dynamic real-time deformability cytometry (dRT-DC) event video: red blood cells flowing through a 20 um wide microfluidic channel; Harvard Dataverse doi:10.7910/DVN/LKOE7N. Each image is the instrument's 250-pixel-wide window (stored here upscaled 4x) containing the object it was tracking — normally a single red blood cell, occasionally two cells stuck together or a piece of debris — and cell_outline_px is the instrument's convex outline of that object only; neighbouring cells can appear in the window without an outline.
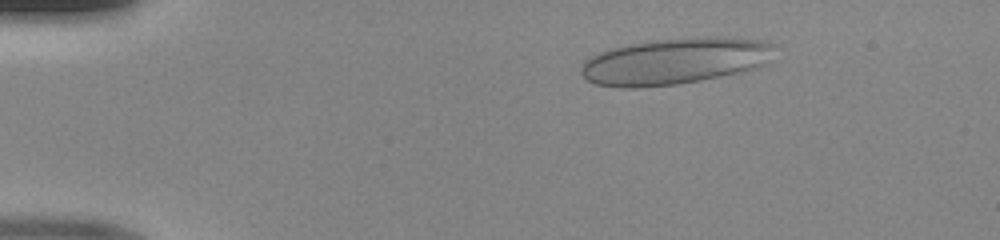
{"species": "human", "species_latin": "Homo sapiens", "temperature_condition": "room temperature", "stored_images_in_passage": 48, "camera_frame_rate_fps": 3000, "um_per_image_px": 0.085, "donor": {"sex": "male"}, "frame": {"image": 1, "passage_image": 8, "time_ms": 2.333, "image_size_px": [1000, 240], "cell_outline_px": [[776, 44], [768, 64], [756, 68], [740, 72], [700, 80], [676, 84], [640, 88], [624, 88], [596, 84], [588, 80], [580, 72], [580, 68], [584, 60], [588, 56], [612, 48], [632, 44], [656, 40], [704, 36], [724, 36], [764, 40]], "centroid_in_image_um": [57.41, 5.19], "position_along_channel_um": 27.6, "area_um2": 52.71}}
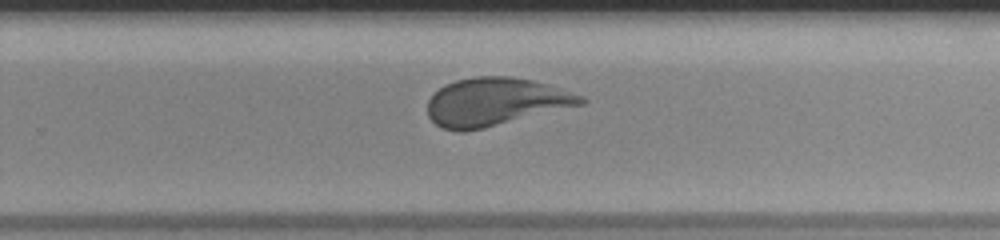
{"frame": {"image": 2, "passage_image": 32, "time_ms": 10.333, "image_size_px": [1000, 240], "cell_outline_px": [[588, 100], [584, 104], [484, 128], [464, 132], [456, 132], [444, 128], [436, 124], [428, 116], [428, 100], [444, 84], [456, 80], [476, 76], [508, 76], [532, 80], [584, 96]], "centroid_in_image_um": [42.1, 8.66], "position_along_channel_um": 287.7, "area_um2": 42.66}}
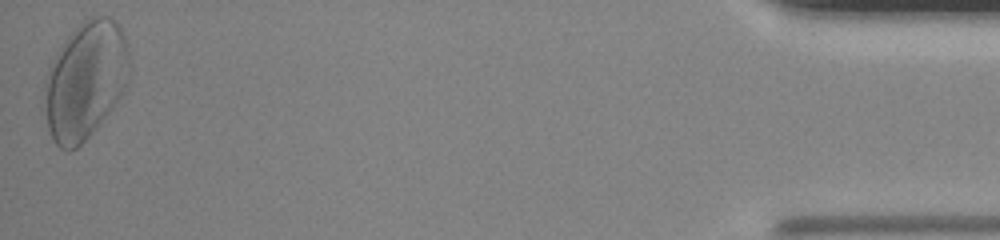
{"frame": {"image": 3, "passage_image": 48, "time_ms": 15.667, "image_size_px": [1000, 240], "cell_outline_px": [[128, 84], [112, 108], [100, 124], [76, 148], [68, 152], [60, 148], [56, 144], [48, 128], [44, 84], [44, 76], [56, 52], [64, 40], [84, 20], [92, 16], [108, 16], [120, 28], [128, 44]], "centroid_in_image_um": [7.25, 6.83], "position_along_channel_um": 427.9, "area_um2": 57.8}}